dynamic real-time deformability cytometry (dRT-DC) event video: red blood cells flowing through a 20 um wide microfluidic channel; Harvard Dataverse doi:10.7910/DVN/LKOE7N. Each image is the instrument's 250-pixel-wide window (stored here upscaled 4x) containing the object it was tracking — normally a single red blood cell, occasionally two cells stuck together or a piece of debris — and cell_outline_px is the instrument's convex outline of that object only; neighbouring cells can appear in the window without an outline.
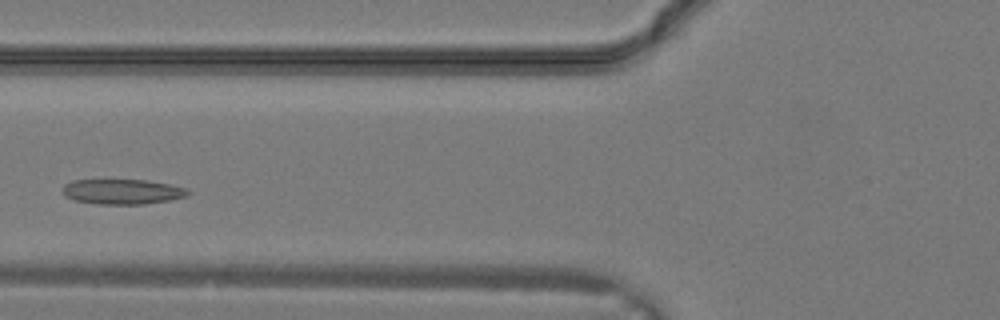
{"species": "common noctule bat (a hibernating species)", "species_latin": "Nyctalus noctula", "temperature_condition": "warm", "stored_images_in_passage": 7, "camera_frame_rate_fps": 3000, "um_per_image_px": 0.085, "animal": {"sex": "male", "body_mass_g": 19.2, "forearm_length_mm": 51.8}, "frame": {"image": 1, "passage_image": 4, "time_ms": 1.0, "image_size_px": [1000, 320], "cell_outline_px": [[188, 192], [184, 196], [172, 200], [144, 204], [96, 204], [76, 200], [64, 196], [64, 184], [72, 180], [144, 180], [168, 184], [188, 188]], "centroid_in_image_um": [10.39, 16.29], "position_along_channel_um": 115.4, "area_um2": 18.15}}
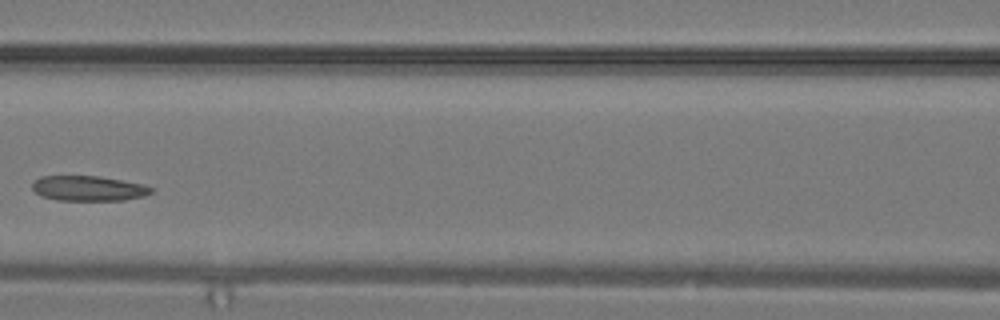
{"frame": {"image": 2, "passage_image": 6, "time_ms": 1.667, "image_size_px": [1000, 320], "cell_outline_px": [[152, 192], [144, 196], [124, 200], [56, 200], [40, 196], [32, 188], [32, 180], [40, 176], [100, 176], [140, 184], [152, 188]], "centroid_in_image_um": [7.45, 16.01], "position_along_channel_um": 159.2, "area_um2": 17.34}}